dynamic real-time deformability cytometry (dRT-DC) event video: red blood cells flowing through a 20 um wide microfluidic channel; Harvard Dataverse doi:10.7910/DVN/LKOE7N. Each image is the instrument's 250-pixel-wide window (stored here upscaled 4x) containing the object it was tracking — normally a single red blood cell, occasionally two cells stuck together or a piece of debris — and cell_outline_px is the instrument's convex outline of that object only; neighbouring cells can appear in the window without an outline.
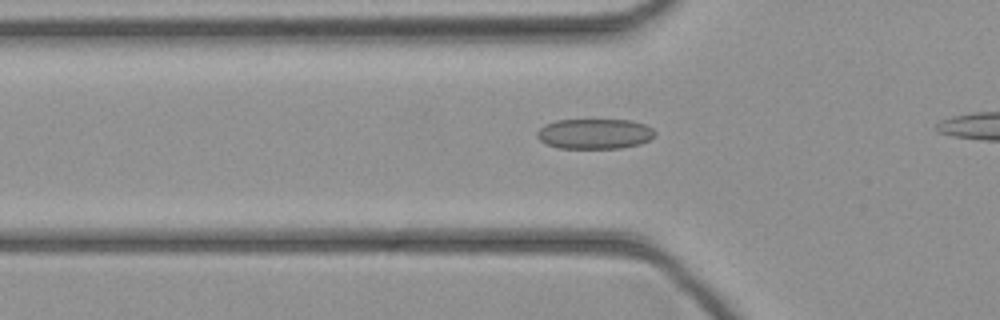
{"species": "common noctule bat (a hibernating species)", "species_latin": "Nyctalus noctula", "temperature_condition": "cold", "stored_images_in_passage": 13, "camera_frame_rate_fps": 3000, "um_per_image_px": 0.085, "animal": {"sex": "female", "body_mass_g": 21.9}, "frame": {"image": 1, "passage_image": 8, "time_ms": 2.333, "image_size_px": [1000, 320], "cell_outline_px": [[656, 136], [640, 144], [620, 148], [560, 148], [544, 144], [536, 136], [536, 132], [544, 124], [556, 120], [632, 120], [644, 124], [652, 128], [656, 132]], "centroid_in_image_um": [50.53, 11.37], "position_along_channel_um": 75.3, "area_um2": 20.92}}
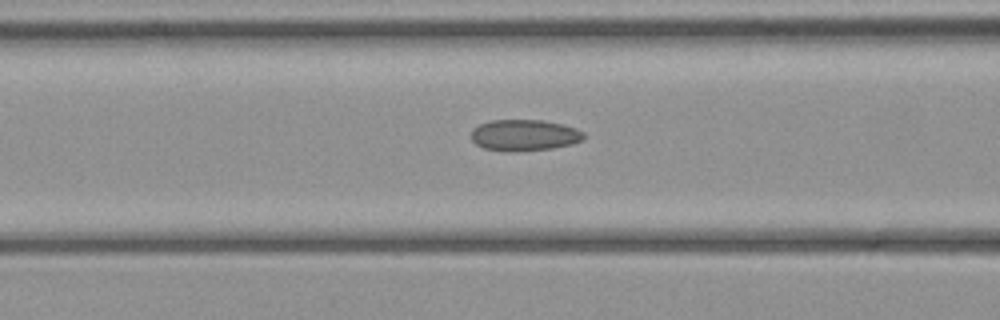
{"frame": {"image": 2, "passage_image": 11, "time_ms": 3.333, "image_size_px": [1000, 320], "cell_outline_px": [[584, 140], [572, 144], [552, 148], [508, 152], [484, 148], [476, 144], [472, 140], [472, 128], [480, 124], [492, 120], [544, 120], [564, 124], [576, 128], [584, 132]], "centroid_in_image_um": [44.59, 11.48], "position_along_channel_um": 122.0, "area_um2": 20.63}}